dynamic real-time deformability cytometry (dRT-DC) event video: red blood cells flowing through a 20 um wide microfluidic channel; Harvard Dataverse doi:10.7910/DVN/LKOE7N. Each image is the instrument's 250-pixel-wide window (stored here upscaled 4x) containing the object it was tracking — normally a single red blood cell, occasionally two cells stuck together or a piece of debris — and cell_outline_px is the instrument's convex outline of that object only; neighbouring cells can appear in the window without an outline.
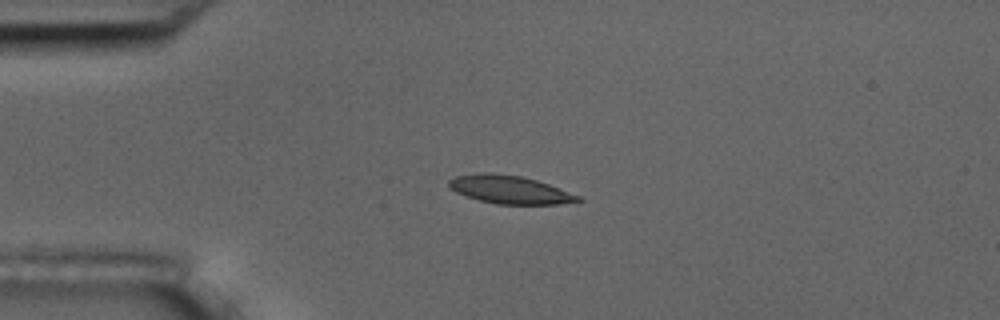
{"species": "common noctule bat (a hibernating species)", "species_latin": "Nyctalus noctula", "temperature_condition": "room temperature", "stored_images_in_passage": 4, "camera_frame_rate_fps": 3000, "um_per_image_px": 0.085, "animal": {"sex": "male", "body_mass_g": 17.5, "forearm_length_mm": 52.3}, "frame": {"image": 1, "passage_image": 3, "time_ms": 0.667, "image_size_px": [1000, 320], "cell_outline_px": [[584, 200], [556, 204], [496, 204], [480, 200], [456, 192], [448, 184], [448, 180], [456, 176], [480, 172], [492, 172], [520, 176], [536, 180], [548, 184], [580, 196]], "centroid_in_image_um": [43.32, 16.11], "position_along_channel_um": 41.7, "area_um2": 20.92}}